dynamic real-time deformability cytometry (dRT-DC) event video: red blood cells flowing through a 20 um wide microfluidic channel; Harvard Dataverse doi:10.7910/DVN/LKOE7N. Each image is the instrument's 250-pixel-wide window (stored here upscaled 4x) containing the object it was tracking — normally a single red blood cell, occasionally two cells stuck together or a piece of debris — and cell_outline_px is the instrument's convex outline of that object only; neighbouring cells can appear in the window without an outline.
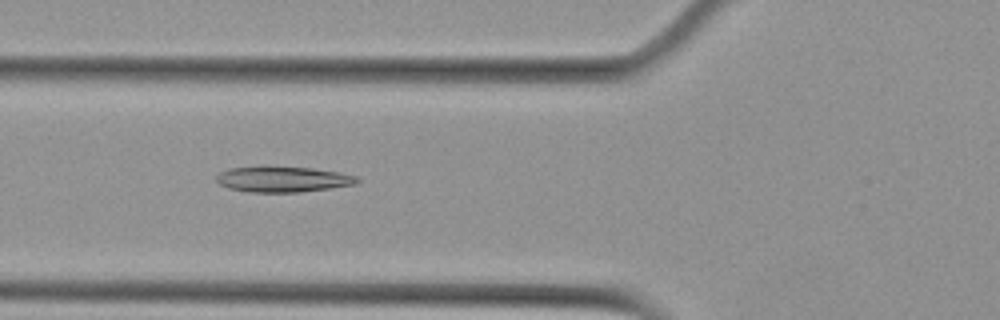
{"species": "Egyptian fruit bat (a non-hibernating species)", "species_latin": "Rousettus aegyptiacus", "temperature_condition": "cold", "stored_images_in_passage": 3, "camera_frame_rate_fps": 3000, "um_per_image_px": 0.085, "animal": {"sex": "female"}, "frame": {"image": 1, "passage_image": 2, "time_ms": 1.0, "image_size_px": [1000, 320], "cell_outline_px": [[360, 180], [356, 184], [300, 192], [248, 192], [228, 188], [220, 184], [216, 180], [216, 176], [220, 172], [232, 168], [260, 164], [264, 164], [312, 168], [340, 172], [360, 176]], "centroid_in_image_um": [24.03, 15.2], "position_along_channel_um": 101.8, "area_um2": 21.73}}
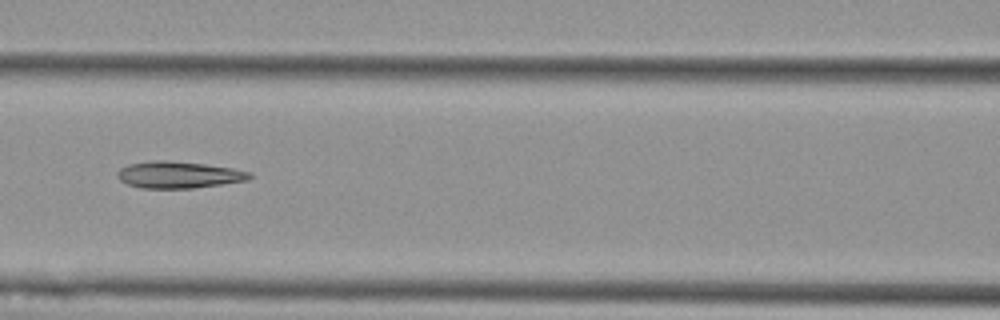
{"frame": {"image": 2, "passage_image": 3, "time_ms": 2.333, "image_size_px": [1000, 320], "cell_outline_px": [[252, 176], [248, 180], [192, 188], [140, 188], [128, 184], [120, 180], [116, 176], [116, 172], [120, 168], [128, 164], [152, 160], [168, 160], [204, 164], [232, 168], [252, 172]], "centroid_in_image_um": [15.15, 14.85], "position_along_channel_um": 151.4, "area_um2": 20.63}}